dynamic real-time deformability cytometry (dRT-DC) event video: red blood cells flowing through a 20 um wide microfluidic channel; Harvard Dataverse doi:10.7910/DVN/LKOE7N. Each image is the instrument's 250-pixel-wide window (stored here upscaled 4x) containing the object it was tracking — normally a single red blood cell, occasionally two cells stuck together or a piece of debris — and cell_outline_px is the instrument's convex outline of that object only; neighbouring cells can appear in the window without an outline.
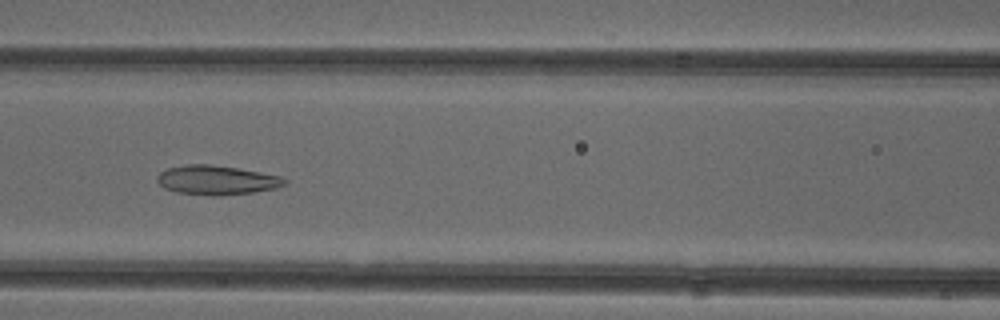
{"species": "common noctule bat (a hibernating species)", "species_latin": "Nyctalus noctula", "temperature_condition": "cold", "stored_images_in_passage": 50, "camera_frame_rate_fps": 3000, "um_per_image_px": 0.085, "animal": {"sex": "female"}, "frame": {"image": 1, "passage_image": 21, "time_ms": 6.667, "image_size_px": [1000, 320], "cell_outline_px": [[288, 184], [276, 188], [252, 192], [216, 196], [212, 196], [176, 192], [164, 188], [156, 180], [156, 176], [160, 172], [168, 168], [188, 164], [208, 164], [236, 168], [260, 172], [280, 176], [288, 180]], "centroid_in_image_um": [18.41, 15.31], "position_along_channel_um": 148.2, "area_um2": 21.73}}
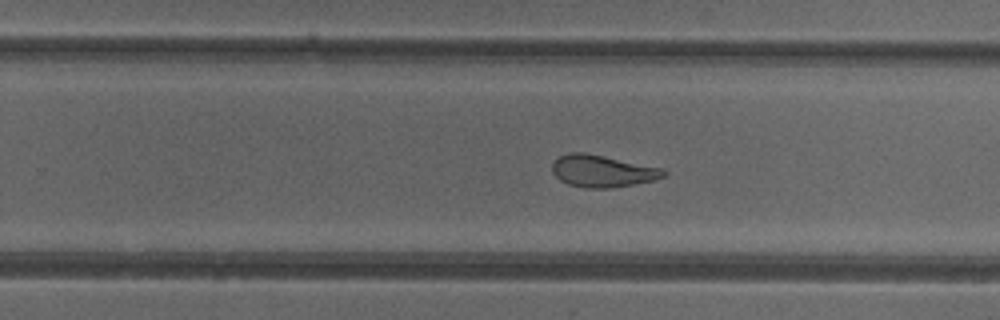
{"frame": {"image": 2, "passage_image": 31, "time_ms": 10.0, "image_size_px": [1000, 320], "cell_outline_px": [[668, 172], [664, 176], [656, 180], [636, 184], [612, 188], [584, 188], [568, 184], [560, 180], [552, 172], [552, 164], [560, 156], [572, 152], [584, 152], [664, 168]], "centroid_in_image_um": [51.24, 14.55], "position_along_channel_um": 278.6, "area_um2": 20.92}}
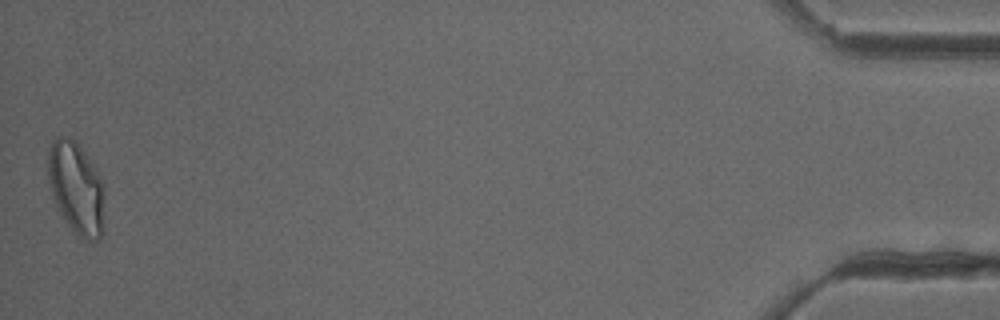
{"frame": {"image": 3, "passage_image": 50, "time_ms": 16.333, "image_size_px": [1000, 320], "cell_outline_px": [[104, 232], [100, 240], [80, 240], [64, 220], [56, 208], [52, 196], [48, 180], [48, 148], [52, 140], [60, 136], [68, 136], [80, 148], [92, 164], [100, 176], [104, 188]], "centroid_in_image_um": [6.48, 16.06], "position_along_channel_um": 428.7, "area_um2": 30.81}, "authors_computed_cell_mechanics": {"area_um2": 24.2471, "velocity_mm_per_s": 3.9368, "shape_relaxation_time_tau1_ms": 9.7779, "shape_relaxation_time_tau2_ms": 1.9882, "deformation_change_tau1": 0.1939, "deformation_change_tau2": 0.1029}}